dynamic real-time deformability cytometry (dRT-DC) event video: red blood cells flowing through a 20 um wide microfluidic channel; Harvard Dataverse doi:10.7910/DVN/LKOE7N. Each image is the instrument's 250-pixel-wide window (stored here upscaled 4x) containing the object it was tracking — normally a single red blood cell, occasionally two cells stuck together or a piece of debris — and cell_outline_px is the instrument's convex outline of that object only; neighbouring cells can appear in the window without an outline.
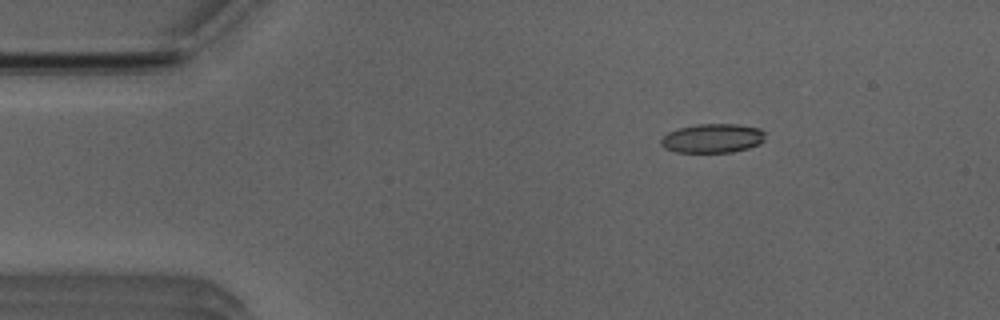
{"species": "Egyptian fruit bat (a non-hibernating species)", "species_latin": "Rousettus aegyptiacus", "temperature_condition": "room temperature", "stored_images_in_passage": 45, "camera_frame_rate_fps": 3000, "um_per_image_px": 0.085, "animal": {"sex": "male"}, "frame": {"image": 1, "passage_image": 1, "time_ms": 0.0, "image_size_px": [1000, 320], "cell_outline_px": [[764, 140], [760, 144], [748, 148], [732, 152], [676, 152], [664, 148], [660, 144], [660, 140], [668, 132], [680, 128], [696, 124], [736, 124], [760, 128], [764, 132]], "centroid_in_image_um": [60.57, 11.75], "position_along_channel_um": 24.4, "area_um2": 17.69}}
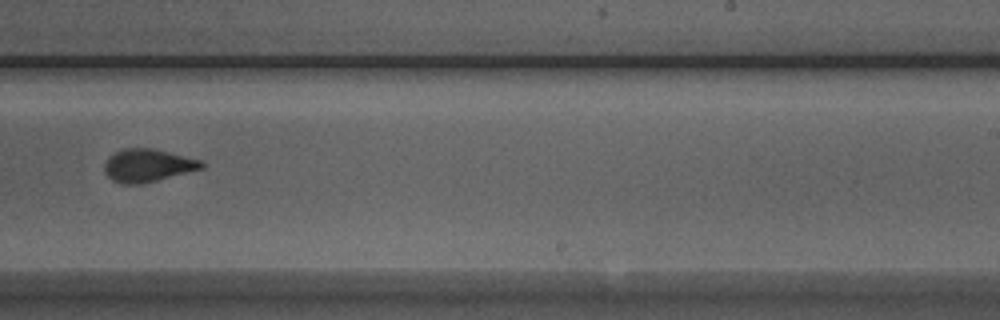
{"frame": {"image": 2, "passage_image": 25, "time_ms": 8.0, "image_size_px": [1000, 320], "cell_outline_px": [[204, 168], [140, 184], [120, 184], [112, 180], [104, 172], [104, 164], [116, 152], [124, 148], [152, 148], [200, 160], [204, 164]], "centroid_in_image_um": [12.54, 14.07], "position_along_channel_um": 276.5, "area_um2": 18.26}}
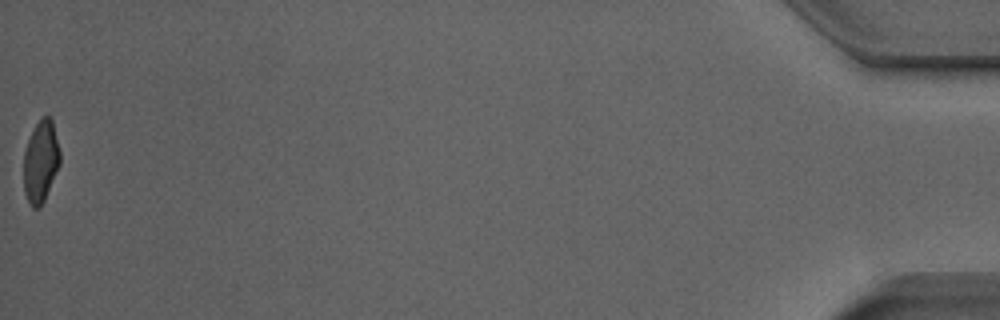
{"frame": {"image": 3, "passage_image": 45, "time_ms": 14.667, "image_size_px": [1000, 320], "cell_outline_px": [[60, 164], [44, 200], [40, 208], [32, 208], [24, 192], [24, 152], [28, 140], [40, 116], [48, 116], [52, 120], [60, 152]], "centroid_in_image_um": [3.46, 13.73], "position_along_channel_um": 431.7, "area_um2": 17.22}, "authors_computed_cell_mechanics": {"area_um2": 18.4382, "velocity_mm_per_s": 3.9544, "shape_relaxation_time_tau1_ms": 5.963, "shape_relaxation_time_tau2_ms": 1.3133, "deformation_change_tau1": 0.1718, "deformation_change_tau2": 0.0793}}